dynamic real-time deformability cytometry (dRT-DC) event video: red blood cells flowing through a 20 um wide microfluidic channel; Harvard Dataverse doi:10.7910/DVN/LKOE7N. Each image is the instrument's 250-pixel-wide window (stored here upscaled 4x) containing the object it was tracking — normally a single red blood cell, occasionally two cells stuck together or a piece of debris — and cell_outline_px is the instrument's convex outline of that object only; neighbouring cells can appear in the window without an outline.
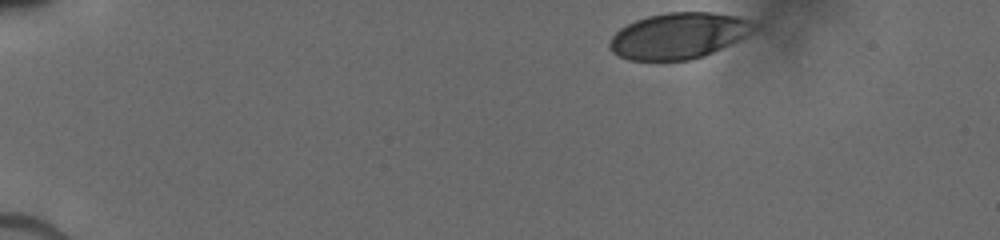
{"species": "human", "species_latin": "Homo sapiens", "temperature_condition": "cold", "stored_images_in_passage": 26, "camera_frame_rate_fps": 3000, "um_per_image_px": 0.085, "donor": {"sex": "male"}, "frame": {"image": 1, "passage_image": 1, "time_ms": 0.0, "image_size_px": [1000, 240], "cell_outline_px": [[760, 28], [756, 32], [704, 56], [692, 60], [628, 60], [612, 52], [608, 48], [608, 44], [612, 36], [620, 28], [636, 20], [648, 16], [668, 12], [712, 12], [736, 16], [752, 20], [760, 24]], "centroid_in_image_um": [57.75, 3.03], "position_along_channel_um": 27.3, "area_um2": 39.13}}
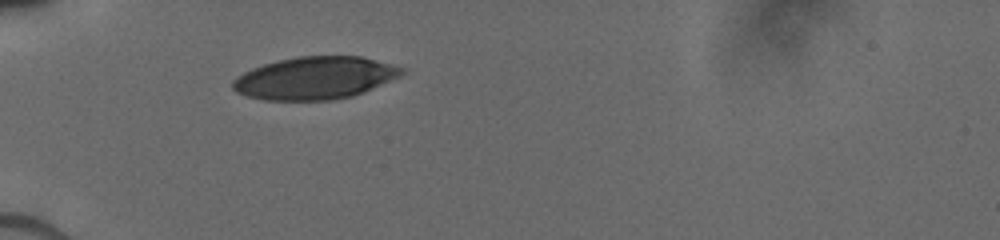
{"frame": {"image": 2, "passage_image": 25, "time_ms": 3.0, "image_size_px": [1000, 240], "cell_outline_px": [[404, 72], [400, 76], [364, 92], [352, 96], [332, 100], [264, 100], [248, 96], [236, 92], [232, 88], [232, 80], [244, 72], [252, 68], [276, 60], [296, 56], [360, 56], [392, 64], [404, 68]], "centroid_in_image_um": [26.75, 6.63], "position_along_channel_um": 58.2, "area_um2": 41.91}}